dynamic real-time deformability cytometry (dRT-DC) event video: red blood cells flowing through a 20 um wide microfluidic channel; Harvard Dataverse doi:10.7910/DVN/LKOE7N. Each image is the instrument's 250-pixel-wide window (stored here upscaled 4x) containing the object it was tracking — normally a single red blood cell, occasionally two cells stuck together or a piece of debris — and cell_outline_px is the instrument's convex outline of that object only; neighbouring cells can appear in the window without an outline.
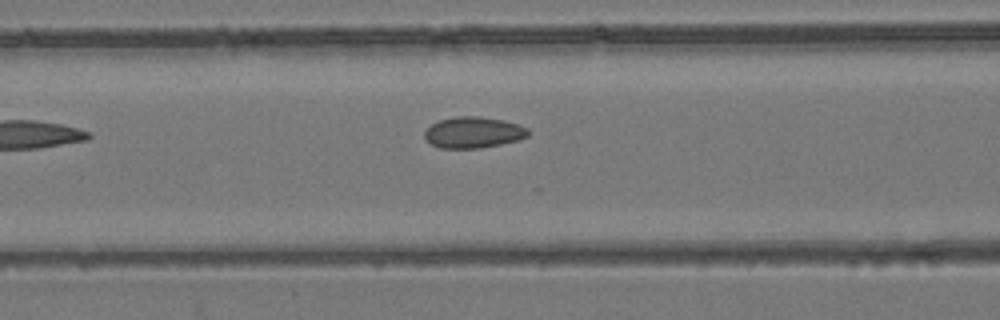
{"species": "common noctule bat (a hibernating species)", "species_latin": "Nyctalus noctula", "temperature_condition": "room temperature", "stored_images_in_passage": 5, "camera_frame_rate_fps": 3000, "um_per_image_px": 0.085, "animal": {"sex": "female", "body_mass_g": 24.6, "forearm_length_mm": 56.2}, "frame": {"image": 1, "passage_image": 5, "time_ms": 1.333, "image_size_px": [1000, 320], "cell_outline_px": [[528, 136], [520, 140], [480, 148], [440, 148], [432, 144], [424, 136], [424, 132], [432, 124], [440, 120], [456, 116], [480, 116], [504, 120], [528, 128]], "centroid_in_image_um": [40.25, 11.25], "position_along_channel_um": 126.4, "area_um2": 18.73}}